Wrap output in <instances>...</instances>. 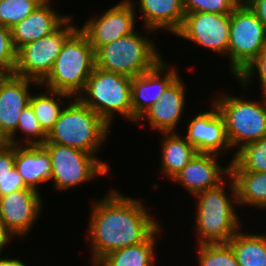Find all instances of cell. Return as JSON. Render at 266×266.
Wrapping results in <instances>:
<instances>
[{"label": "cell", "mask_w": 266, "mask_h": 266, "mask_svg": "<svg viewBox=\"0 0 266 266\" xmlns=\"http://www.w3.org/2000/svg\"><path fill=\"white\" fill-rule=\"evenodd\" d=\"M86 240L91 265L112 251L144 242L159 226L141 199L110 188L100 200H92Z\"/></svg>", "instance_id": "cell-1"}, {"label": "cell", "mask_w": 266, "mask_h": 266, "mask_svg": "<svg viewBox=\"0 0 266 266\" xmlns=\"http://www.w3.org/2000/svg\"><path fill=\"white\" fill-rule=\"evenodd\" d=\"M194 197L198 198L194 219L196 245L227 243L242 229L243 224L240 223L239 214L235 209L238 205L236 187L230 176L218 187L207 189Z\"/></svg>", "instance_id": "cell-2"}, {"label": "cell", "mask_w": 266, "mask_h": 266, "mask_svg": "<svg viewBox=\"0 0 266 266\" xmlns=\"http://www.w3.org/2000/svg\"><path fill=\"white\" fill-rule=\"evenodd\" d=\"M110 129L97 113L78 98H72L62 109L45 142L70 146L96 156L107 142Z\"/></svg>", "instance_id": "cell-3"}, {"label": "cell", "mask_w": 266, "mask_h": 266, "mask_svg": "<svg viewBox=\"0 0 266 266\" xmlns=\"http://www.w3.org/2000/svg\"><path fill=\"white\" fill-rule=\"evenodd\" d=\"M94 67V49L78 28L64 42L50 74L38 87H47L77 98L83 92Z\"/></svg>", "instance_id": "cell-4"}, {"label": "cell", "mask_w": 266, "mask_h": 266, "mask_svg": "<svg viewBox=\"0 0 266 266\" xmlns=\"http://www.w3.org/2000/svg\"><path fill=\"white\" fill-rule=\"evenodd\" d=\"M139 33L135 30L100 47L95 52V67L131 78L152 69L162 55L155 40Z\"/></svg>", "instance_id": "cell-5"}, {"label": "cell", "mask_w": 266, "mask_h": 266, "mask_svg": "<svg viewBox=\"0 0 266 266\" xmlns=\"http://www.w3.org/2000/svg\"><path fill=\"white\" fill-rule=\"evenodd\" d=\"M131 81L129 76L94 67L77 98L110 127L117 114L132 121Z\"/></svg>", "instance_id": "cell-6"}, {"label": "cell", "mask_w": 266, "mask_h": 266, "mask_svg": "<svg viewBox=\"0 0 266 266\" xmlns=\"http://www.w3.org/2000/svg\"><path fill=\"white\" fill-rule=\"evenodd\" d=\"M262 100H249L223 93L212 99L224 119L226 136L231 149L266 137V95Z\"/></svg>", "instance_id": "cell-7"}, {"label": "cell", "mask_w": 266, "mask_h": 266, "mask_svg": "<svg viewBox=\"0 0 266 266\" xmlns=\"http://www.w3.org/2000/svg\"><path fill=\"white\" fill-rule=\"evenodd\" d=\"M42 146L51 157V179L54 189L63 191L77 188L81 184L105 176L109 173L110 166L106 161L91 153L62 146L51 142H44Z\"/></svg>", "instance_id": "cell-8"}, {"label": "cell", "mask_w": 266, "mask_h": 266, "mask_svg": "<svg viewBox=\"0 0 266 266\" xmlns=\"http://www.w3.org/2000/svg\"><path fill=\"white\" fill-rule=\"evenodd\" d=\"M266 45V29L248 4H239L230 14L227 56L229 72L236 78Z\"/></svg>", "instance_id": "cell-9"}, {"label": "cell", "mask_w": 266, "mask_h": 266, "mask_svg": "<svg viewBox=\"0 0 266 266\" xmlns=\"http://www.w3.org/2000/svg\"><path fill=\"white\" fill-rule=\"evenodd\" d=\"M72 20L70 15L52 34L21 47L13 74L41 84L50 74L64 42L79 28Z\"/></svg>", "instance_id": "cell-10"}, {"label": "cell", "mask_w": 266, "mask_h": 266, "mask_svg": "<svg viewBox=\"0 0 266 266\" xmlns=\"http://www.w3.org/2000/svg\"><path fill=\"white\" fill-rule=\"evenodd\" d=\"M136 7L131 0H122L104 14L87 19L79 30L87 37L96 52L100 47L134 32L136 27Z\"/></svg>", "instance_id": "cell-11"}, {"label": "cell", "mask_w": 266, "mask_h": 266, "mask_svg": "<svg viewBox=\"0 0 266 266\" xmlns=\"http://www.w3.org/2000/svg\"><path fill=\"white\" fill-rule=\"evenodd\" d=\"M229 30L230 14L195 12L185 14L183 24L175 35L220 56H227Z\"/></svg>", "instance_id": "cell-12"}, {"label": "cell", "mask_w": 266, "mask_h": 266, "mask_svg": "<svg viewBox=\"0 0 266 266\" xmlns=\"http://www.w3.org/2000/svg\"><path fill=\"white\" fill-rule=\"evenodd\" d=\"M40 191L21 189L0 197V221L15 238H26L43 210Z\"/></svg>", "instance_id": "cell-13"}, {"label": "cell", "mask_w": 266, "mask_h": 266, "mask_svg": "<svg viewBox=\"0 0 266 266\" xmlns=\"http://www.w3.org/2000/svg\"><path fill=\"white\" fill-rule=\"evenodd\" d=\"M175 68L162 59L152 69L132 78V122L136 123L150 106L157 103L166 88L180 75Z\"/></svg>", "instance_id": "cell-14"}, {"label": "cell", "mask_w": 266, "mask_h": 266, "mask_svg": "<svg viewBox=\"0 0 266 266\" xmlns=\"http://www.w3.org/2000/svg\"><path fill=\"white\" fill-rule=\"evenodd\" d=\"M211 109L201 112L187 123L185 139L198 153H211L221 156L231 150L229 145L224 119L216 105L211 102Z\"/></svg>", "instance_id": "cell-15"}, {"label": "cell", "mask_w": 266, "mask_h": 266, "mask_svg": "<svg viewBox=\"0 0 266 266\" xmlns=\"http://www.w3.org/2000/svg\"><path fill=\"white\" fill-rule=\"evenodd\" d=\"M219 156L211 153H197L172 181L175 184L178 182L192 197L207 189L218 187L230 176L229 161L226 168L221 167Z\"/></svg>", "instance_id": "cell-16"}, {"label": "cell", "mask_w": 266, "mask_h": 266, "mask_svg": "<svg viewBox=\"0 0 266 266\" xmlns=\"http://www.w3.org/2000/svg\"><path fill=\"white\" fill-rule=\"evenodd\" d=\"M186 85L182 77L178 76L165 90L157 103L150 106L136 123L147 120L150 128L161 133L178 132L185 111ZM145 120V121H143Z\"/></svg>", "instance_id": "cell-17"}, {"label": "cell", "mask_w": 266, "mask_h": 266, "mask_svg": "<svg viewBox=\"0 0 266 266\" xmlns=\"http://www.w3.org/2000/svg\"><path fill=\"white\" fill-rule=\"evenodd\" d=\"M31 85L40 84L14 74H7L0 81V129L8 139L15 133L19 116L29 104Z\"/></svg>", "instance_id": "cell-18"}, {"label": "cell", "mask_w": 266, "mask_h": 266, "mask_svg": "<svg viewBox=\"0 0 266 266\" xmlns=\"http://www.w3.org/2000/svg\"><path fill=\"white\" fill-rule=\"evenodd\" d=\"M51 0H45L25 19L11 28L12 42L18 51L21 47L57 30L70 16L54 10Z\"/></svg>", "instance_id": "cell-19"}, {"label": "cell", "mask_w": 266, "mask_h": 266, "mask_svg": "<svg viewBox=\"0 0 266 266\" xmlns=\"http://www.w3.org/2000/svg\"><path fill=\"white\" fill-rule=\"evenodd\" d=\"M137 12L142 14L143 29L147 34L166 29L175 35L184 21L183 0H139Z\"/></svg>", "instance_id": "cell-20"}, {"label": "cell", "mask_w": 266, "mask_h": 266, "mask_svg": "<svg viewBox=\"0 0 266 266\" xmlns=\"http://www.w3.org/2000/svg\"><path fill=\"white\" fill-rule=\"evenodd\" d=\"M15 168L25 185L39 191L51 179V157L42 145H15Z\"/></svg>", "instance_id": "cell-21"}, {"label": "cell", "mask_w": 266, "mask_h": 266, "mask_svg": "<svg viewBox=\"0 0 266 266\" xmlns=\"http://www.w3.org/2000/svg\"><path fill=\"white\" fill-rule=\"evenodd\" d=\"M160 171L171 181L198 153L197 150L183 137L182 133H161Z\"/></svg>", "instance_id": "cell-22"}, {"label": "cell", "mask_w": 266, "mask_h": 266, "mask_svg": "<svg viewBox=\"0 0 266 266\" xmlns=\"http://www.w3.org/2000/svg\"><path fill=\"white\" fill-rule=\"evenodd\" d=\"M160 225L144 242L110 252L95 266H155L156 236L161 232Z\"/></svg>", "instance_id": "cell-23"}, {"label": "cell", "mask_w": 266, "mask_h": 266, "mask_svg": "<svg viewBox=\"0 0 266 266\" xmlns=\"http://www.w3.org/2000/svg\"><path fill=\"white\" fill-rule=\"evenodd\" d=\"M229 175L236 187L238 206L266 210V171L230 170Z\"/></svg>", "instance_id": "cell-24"}, {"label": "cell", "mask_w": 266, "mask_h": 266, "mask_svg": "<svg viewBox=\"0 0 266 266\" xmlns=\"http://www.w3.org/2000/svg\"><path fill=\"white\" fill-rule=\"evenodd\" d=\"M240 266H266V233L241 229L227 242Z\"/></svg>", "instance_id": "cell-25"}, {"label": "cell", "mask_w": 266, "mask_h": 266, "mask_svg": "<svg viewBox=\"0 0 266 266\" xmlns=\"http://www.w3.org/2000/svg\"><path fill=\"white\" fill-rule=\"evenodd\" d=\"M62 98L67 100V102H69L68 99L72 100L71 96L48 88L44 93H32L30 96L29 104L41 128L47 135L54 127L65 106L63 103L65 101Z\"/></svg>", "instance_id": "cell-26"}, {"label": "cell", "mask_w": 266, "mask_h": 266, "mask_svg": "<svg viewBox=\"0 0 266 266\" xmlns=\"http://www.w3.org/2000/svg\"><path fill=\"white\" fill-rule=\"evenodd\" d=\"M233 155L230 170L266 171V137L242 146Z\"/></svg>", "instance_id": "cell-27"}, {"label": "cell", "mask_w": 266, "mask_h": 266, "mask_svg": "<svg viewBox=\"0 0 266 266\" xmlns=\"http://www.w3.org/2000/svg\"><path fill=\"white\" fill-rule=\"evenodd\" d=\"M19 132L23 133L25 138L18 140L16 136ZM46 140L47 134L41 128L31 105L28 104L19 116L17 129L9 138V143L13 145H42Z\"/></svg>", "instance_id": "cell-28"}, {"label": "cell", "mask_w": 266, "mask_h": 266, "mask_svg": "<svg viewBox=\"0 0 266 266\" xmlns=\"http://www.w3.org/2000/svg\"><path fill=\"white\" fill-rule=\"evenodd\" d=\"M198 266H240L228 243L198 244Z\"/></svg>", "instance_id": "cell-29"}, {"label": "cell", "mask_w": 266, "mask_h": 266, "mask_svg": "<svg viewBox=\"0 0 266 266\" xmlns=\"http://www.w3.org/2000/svg\"><path fill=\"white\" fill-rule=\"evenodd\" d=\"M45 0H0V25L12 28Z\"/></svg>", "instance_id": "cell-30"}, {"label": "cell", "mask_w": 266, "mask_h": 266, "mask_svg": "<svg viewBox=\"0 0 266 266\" xmlns=\"http://www.w3.org/2000/svg\"><path fill=\"white\" fill-rule=\"evenodd\" d=\"M255 75L257 76V80L259 78L258 82H260L262 94L266 95V45L257 57L235 79L240 82V85L242 84L241 87L245 90L253 82L252 79Z\"/></svg>", "instance_id": "cell-31"}, {"label": "cell", "mask_w": 266, "mask_h": 266, "mask_svg": "<svg viewBox=\"0 0 266 266\" xmlns=\"http://www.w3.org/2000/svg\"><path fill=\"white\" fill-rule=\"evenodd\" d=\"M238 5L237 0H183L185 14L195 12L231 14Z\"/></svg>", "instance_id": "cell-32"}, {"label": "cell", "mask_w": 266, "mask_h": 266, "mask_svg": "<svg viewBox=\"0 0 266 266\" xmlns=\"http://www.w3.org/2000/svg\"><path fill=\"white\" fill-rule=\"evenodd\" d=\"M17 62V51L12 42L11 29L0 25V67L13 74Z\"/></svg>", "instance_id": "cell-33"}, {"label": "cell", "mask_w": 266, "mask_h": 266, "mask_svg": "<svg viewBox=\"0 0 266 266\" xmlns=\"http://www.w3.org/2000/svg\"><path fill=\"white\" fill-rule=\"evenodd\" d=\"M15 167V145L9 144L0 150V197L5 195V179Z\"/></svg>", "instance_id": "cell-34"}, {"label": "cell", "mask_w": 266, "mask_h": 266, "mask_svg": "<svg viewBox=\"0 0 266 266\" xmlns=\"http://www.w3.org/2000/svg\"><path fill=\"white\" fill-rule=\"evenodd\" d=\"M26 188L28 187L23 182V179L19 172L16 170L15 167L12 168V170L9 171V174L5 179V195Z\"/></svg>", "instance_id": "cell-35"}, {"label": "cell", "mask_w": 266, "mask_h": 266, "mask_svg": "<svg viewBox=\"0 0 266 266\" xmlns=\"http://www.w3.org/2000/svg\"><path fill=\"white\" fill-rule=\"evenodd\" d=\"M266 29V0H250L247 3Z\"/></svg>", "instance_id": "cell-36"}, {"label": "cell", "mask_w": 266, "mask_h": 266, "mask_svg": "<svg viewBox=\"0 0 266 266\" xmlns=\"http://www.w3.org/2000/svg\"><path fill=\"white\" fill-rule=\"evenodd\" d=\"M15 237L6 229L4 224L0 221V256L3 249L7 248L9 242L11 243Z\"/></svg>", "instance_id": "cell-37"}, {"label": "cell", "mask_w": 266, "mask_h": 266, "mask_svg": "<svg viewBox=\"0 0 266 266\" xmlns=\"http://www.w3.org/2000/svg\"><path fill=\"white\" fill-rule=\"evenodd\" d=\"M0 266H27L23 260L17 258L0 257Z\"/></svg>", "instance_id": "cell-38"}, {"label": "cell", "mask_w": 266, "mask_h": 266, "mask_svg": "<svg viewBox=\"0 0 266 266\" xmlns=\"http://www.w3.org/2000/svg\"><path fill=\"white\" fill-rule=\"evenodd\" d=\"M9 144V139L0 129V150L7 147Z\"/></svg>", "instance_id": "cell-39"}, {"label": "cell", "mask_w": 266, "mask_h": 266, "mask_svg": "<svg viewBox=\"0 0 266 266\" xmlns=\"http://www.w3.org/2000/svg\"><path fill=\"white\" fill-rule=\"evenodd\" d=\"M7 75V73L0 67V81Z\"/></svg>", "instance_id": "cell-40"}, {"label": "cell", "mask_w": 266, "mask_h": 266, "mask_svg": "<svg viewBox=\"0 0 266 266\" xmlns=\"http://www.w3.org/2000/svg\"><path fill=\"white\" fill-rule=\"evenodd\" d=\"M239 4H247L250 0H237Z\"/></svg>", "instance_id": "cell-41"}]
</instances>
